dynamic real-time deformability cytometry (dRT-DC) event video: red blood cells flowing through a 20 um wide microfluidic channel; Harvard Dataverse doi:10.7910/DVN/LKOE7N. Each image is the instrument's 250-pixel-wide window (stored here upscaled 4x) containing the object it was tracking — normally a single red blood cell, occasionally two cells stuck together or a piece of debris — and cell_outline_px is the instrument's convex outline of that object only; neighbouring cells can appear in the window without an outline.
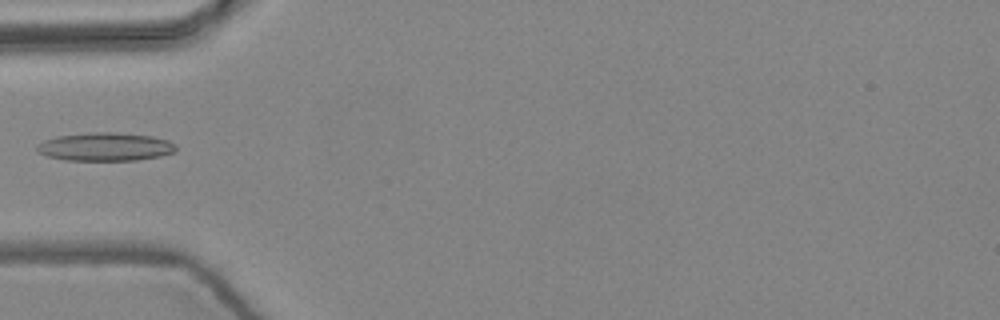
{"species": "common noctule bat (a hibernating species)", "species_latin": "Nyctalus noctula", "temperature_condition": "warm", "stored_images_in_passage": 6, "camera_frame_rate_fps": 3000, "um_per_image_px": 0.085, "animal": {"sex": "female", "body_mass_g": 24.6, "forearm_length_mm": 56.2}, "frame": {"image": 1, "passage_image": 5, "time_ms": 1.333, "image_size_px": [1000, 320], "cell_outline_px": [[176, 148], [172, 152], [160, 156], [136, 160], [64, 160], [48, 156], [40, 152], [36, 148], [36, 144], [44, 140], [56, 136], [92, 132], [112, 132], [152, 136], [168, 140], [176, 144]], "centroid_in_image_um": [8.93, 12.47], "position_along_channel_um": 76.1, "area_um2": 22.83}}
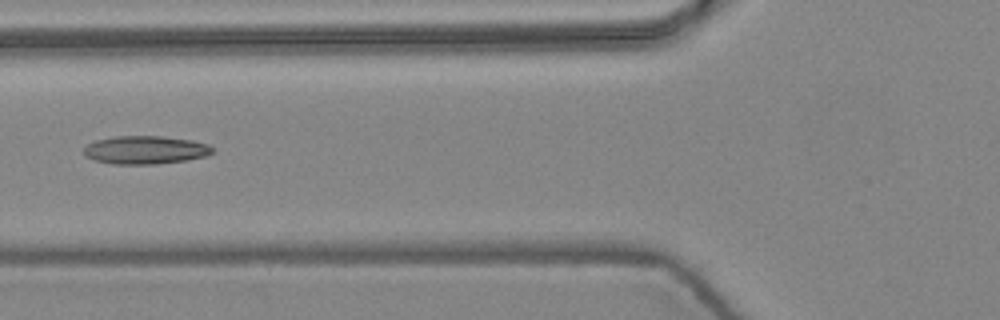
{"frame": {"image": 2, "passage_image": 6, "time_ms": 1.667, "image_size_px": [1000, 320], "cell_outline_px": [[212, 152], [208, 156], [188, 160], [156, 164], [112, 164], [96, 160], [84, 156], [84, 148], [88, 144], [96, 140], [116, 136], [160, 136], [192, 140], [208, 144], [212, 148]], "centroid_in_image_um": [12.36, 12.75], "position_along_channel_um": 113.4, "area_um2": 21.15}}